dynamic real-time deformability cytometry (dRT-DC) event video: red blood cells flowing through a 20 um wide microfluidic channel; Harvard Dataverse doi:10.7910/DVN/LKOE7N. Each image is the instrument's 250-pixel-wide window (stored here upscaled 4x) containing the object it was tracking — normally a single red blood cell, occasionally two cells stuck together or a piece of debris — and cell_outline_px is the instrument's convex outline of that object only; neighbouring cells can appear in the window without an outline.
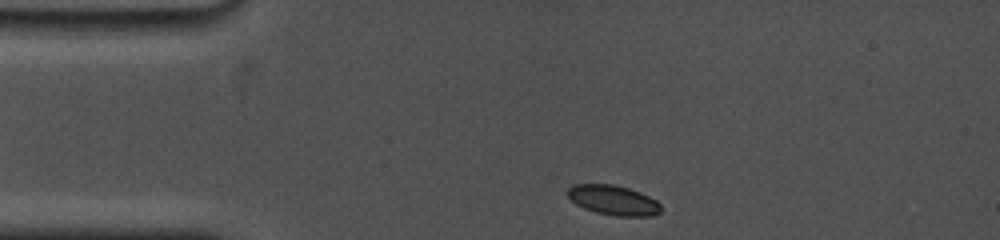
{"species": "common noctule bat (a hibernating species)", "species_latin": "Nyctalus noctula", "temperature_condition": "cold", "stored_images_in_passage": 28, "camera_frame_rate_fps": 5000, "um_per_image_px": 0.085, "animal": {"sex": "female", "body_mass_g": 19.0, "forearm_length_mm": 53.3}, "frame": {"image": 1, "passage_image": 1, "time_ms": 0.0, "image_size_px": [1000, 240], "cell_outline_px": [[660, 212], [652, 216], [616, 216], [596, 212], [584, 208], [576, 204], [568, 196], [568, 188], [572, 184], [612, 184], [628, 188], [640, 192], [656, 200], [660, 204]], "centroid_in_image_um": [52.13, 17.01], "position_along_channel_um": 32.9, "area_um2": 16.13}}
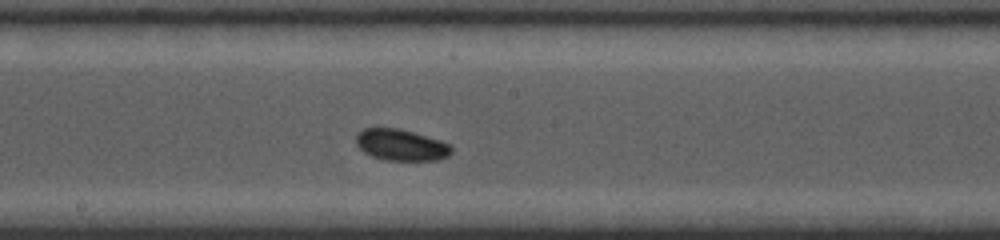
{"frame": {"image": 2, "passage_image": 15, "time_ms": 6.0, "image_size_px": [1000, 240], "cell_outline_px": [[452, 152], [448, 156], [436, 160], [384, 160], [372, 156], [364, 152], [356, 144], [356, 132], [364, 128], [400, 128], [440, 140], [448, 144], [452, 148]], "centroid_in_image_um": [34.06, 12.31], "position_along_channel_um": 214.1, "area_um2": 17.46}}
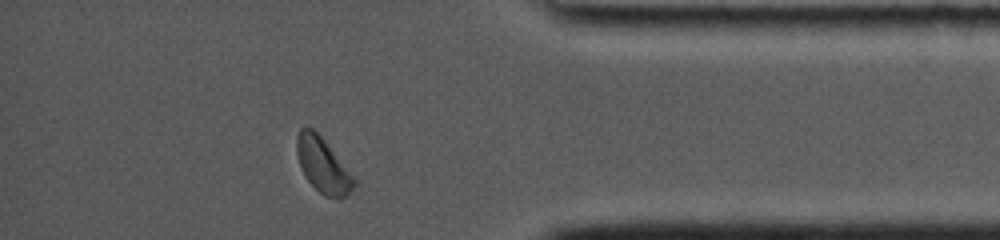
{"frame": {"image": 3, "passage_image": 26, "time_ms": 11.6, "image_size_px": [1000, 240], "cell_outline_px": [[356, 184], [344, 196], [324, 196], [308, 180], [300, 164], [296, 152], [296, 136], [300, 128], [312, 128], [324, 140], [356, 180]], "centroid_in_image_um": [27.41, 14.01], "position_along_channel_um": 407.8, "area_um2": 17.51}, "authors_computed_cell_mechanics": {"area_um2": 17.3689, "velocity_mm_per_s": 3.6642, "shape_relaxation_time_tau1_ms": 4.0709, "shape_relaxation_time_tau2_ms": 1.7206, "deformation_change_tau1": 0.075, "deformation_change_tau2": 0.034}}